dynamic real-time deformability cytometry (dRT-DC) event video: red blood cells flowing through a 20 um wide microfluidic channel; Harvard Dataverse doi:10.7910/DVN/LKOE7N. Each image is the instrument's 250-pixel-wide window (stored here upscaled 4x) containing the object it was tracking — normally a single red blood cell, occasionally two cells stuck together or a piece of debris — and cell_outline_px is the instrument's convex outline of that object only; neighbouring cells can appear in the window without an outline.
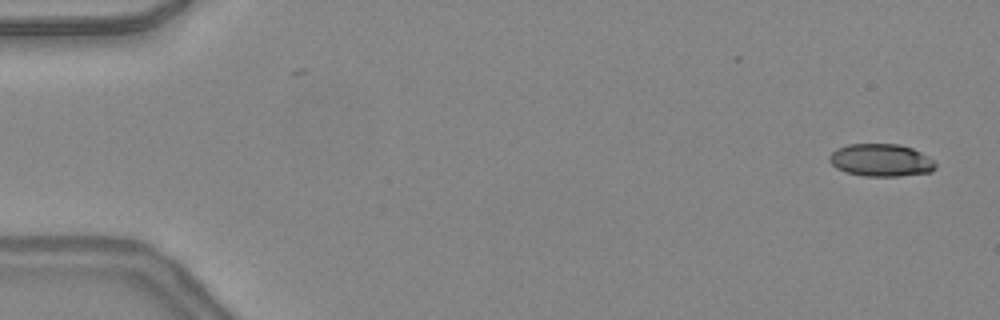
{"species": "common noctule bat (a hibernating species)", "species_latin": "Nyctalus noctula", "temperature_condition": "warm", "stored_images_in_passage": 47, "camera_frame_rate_fps": 3000, "um_per_image_px": 0.085, "animal": {"sex": "female", "body_mass_g": 24.6, "forearm_length_mm": 56.2}, "frame": {"image": 1, "passage_image": 1, "time_ms": 0.0, "image_size_px": [1000, 320], "cell_outline_px": [[936, 168], [932, 172], [900, 176], [864, 176], [848, 172], [836, 168], [828, 160], [828, 156], [836, 148], [848, 144], [900, 144], [912, 148], [936, 160]], "centroid_in_image_um": [74.91, 13.61], "position_along_channel_um": 10.1, "area_um2": 20.35}}
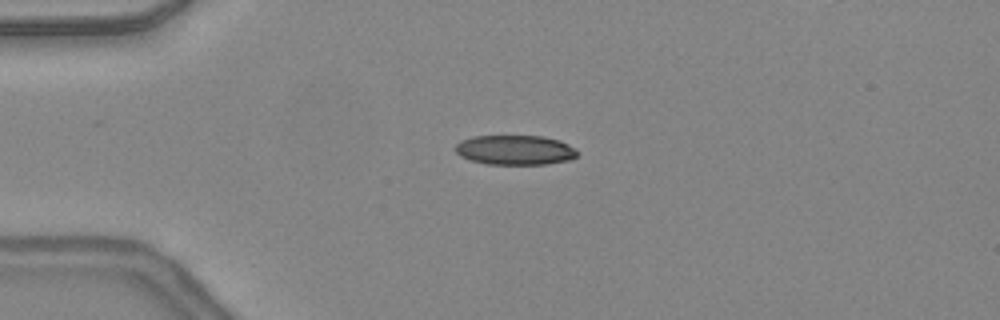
{"frame": {"image": 2, "passage_image": 11, "time_ms": 3.333, "image_size_px": [1000, 320], "cell_outline_px": [[576, 156], [572, 160], [548, 164], [488, 164], [472, 160], [460, 156], [456, 152], [456, 144], [460, 140], [472, 136], [544, 136], [560, 140], [576, 148]], "centroid_in_image_um": [43.8, 12.74], "position_along_channel_um": 41.2, "area_um2": 21.21}}
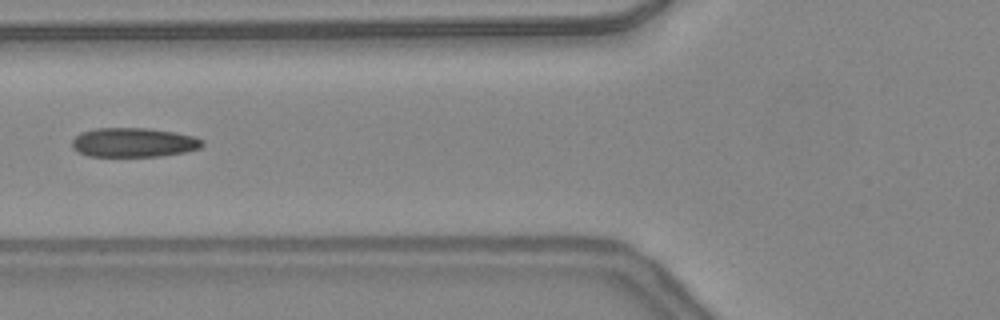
{"frame": {"image": 3, "passage_image": 18, "time_ms": 5.667, "image_size_px": [1000, 320], "cell_outline_px": [[204, 144], [200, 148], [184, 152], [160, 156], [88, 156], [72, 148], [72, 140], [80, 132], [96, 128], [148, 128], [176, 132], [196, 136], [204, 140]], "centroid_in_image_um": [11.39, 12.1], "position_along_channel_um": 114.4, "area_um2": 22.37}, "authors_computed_cell_mechanics": {"area_um2": 21.964, "velocity_mm_per_s": 4.405, "shape_relaxation_time_tau1_ms": null, "shape_relaxation_time_tau2_ms": 1.8746, "deformation_change_tau1": null, "deformation_change_tau2": 0.0978}}